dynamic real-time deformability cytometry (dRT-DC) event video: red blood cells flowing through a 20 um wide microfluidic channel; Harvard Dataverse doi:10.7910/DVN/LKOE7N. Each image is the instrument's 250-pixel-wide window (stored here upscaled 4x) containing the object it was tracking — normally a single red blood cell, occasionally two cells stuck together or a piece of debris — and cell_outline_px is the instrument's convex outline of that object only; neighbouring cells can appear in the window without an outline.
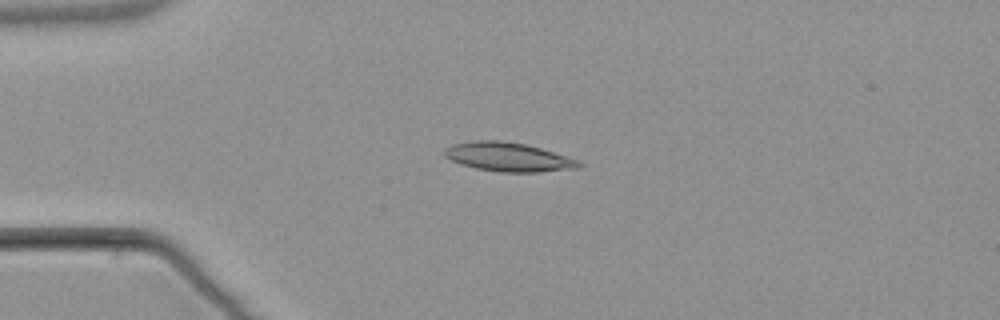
{"species": "common noctule bat (a hibernating species)", "species_latin": "Nyctalus noctula", "temperature_condition": "warm", "stored_images_in_passage": 4, "camera_frame_rate_fps": 3000, "um_per_image_px": 0.085, "animal": {"sex": "male", "body_mass_g": 21.5, "forearm_length_mm": 52.0}, "frame": {"image": 1, "passage_image": 3, "time_ms": 2.333, "image_size_px": [1000, 320], "cell_outline_px": [[584, 164], [576, 168], [536, 172], [500, 172], [476, 168], [460, 164], [444, 156], [444, 148], [452, 144], [472, 140], [500, 140], [524, 144], [540, 148], [580, 160]], "centroid_in_image_um": [43.18, 13.34], "position_along_channel_um": 41.8, "area_um2": 22.66}}